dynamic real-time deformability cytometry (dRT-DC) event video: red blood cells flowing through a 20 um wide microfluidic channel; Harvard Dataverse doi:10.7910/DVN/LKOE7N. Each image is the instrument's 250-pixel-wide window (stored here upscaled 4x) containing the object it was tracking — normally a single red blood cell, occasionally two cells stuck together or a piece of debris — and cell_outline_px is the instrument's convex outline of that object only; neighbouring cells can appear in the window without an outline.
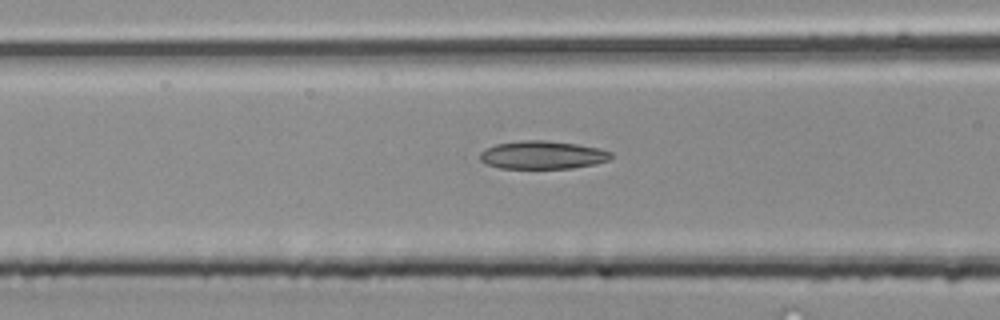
{"species": "common noctule bat (a hibernating species)", "species_latin": "Nyctalus noctula", "temperature_condition": "room temperature", "stored_images_in_passage": 25, "camera_frame_rate_fps": 3000, "um_per_image_px": 0.085, "animal": {"sex": "male", "body_mass_g": 20.4}, "frame": {"image": 1, "passage_image": 7, "time_ms": 2.0, "image_size_px": [1000, 320], "cell_outline_px": [[612, 156], [608, 160], [596, 164], [572, 168], [500, 168], [484, 164], [480, 160], [480, 152], [484, 148], [496, 144], [520, 140], [544, 140], [576, 144], [600, 148], [612, 152]], "centroid_in_image_um": [46.09, 13.17], "position_along_channel_um": 120.5, "area_um2": 21.62}}
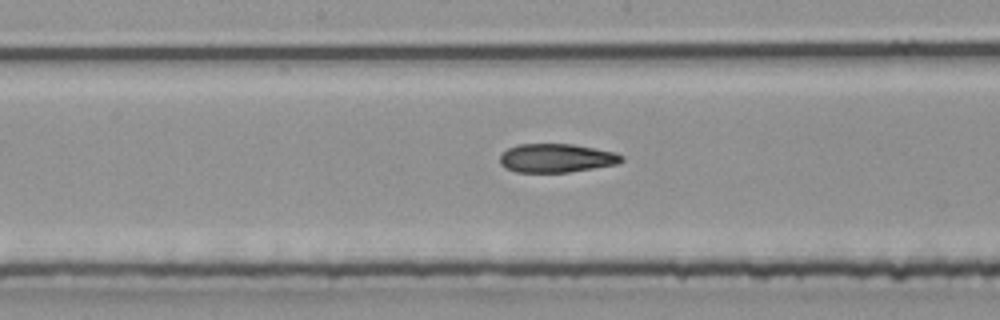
{"frame": {"image": 2, "passage_image": 12, "time_ms": 3.667, "image_size_px": [1000, 320], "cell_outline_px": [[624, 160], [616, 164], [568, 172], [516, 172], [504, 168], [500, 164], [500, 156], [508, 148], [516, 144], [572, 144], [616, 152], [624, 156]], "centroid_in_image_um": [47.28, 13.43], "position_along_channel_um": 200.9, "area_um2": 20.35}}
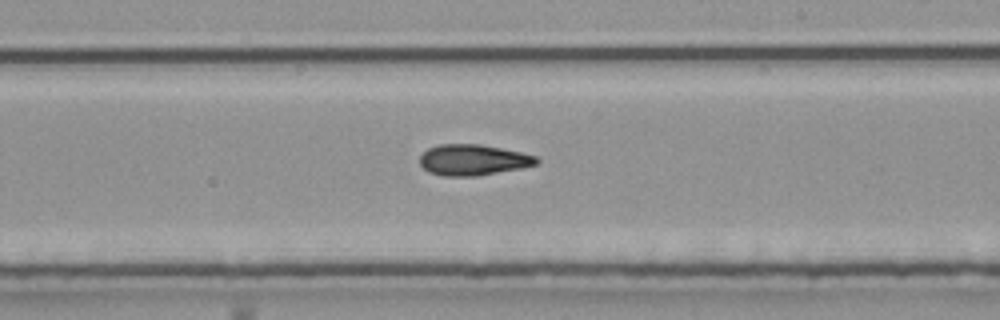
{"frame": {"image": 3, "passage_image": 15, "time_ms": 4.667, "image_size_px": [1000, 320], "cell_outline_px": [[540, 160], [536, 164], [520, 168], [476, 176], [444, 176], [428, 172], [420, 164], [420, 156], [428, 148], [440, 144], [476, 144], [500, 148], [520, 152], [536, 156]], "centroid_in_image_um": [40.18, 13.59], "position_along_channel_um": 248.8, "area_um2": 20.81}}